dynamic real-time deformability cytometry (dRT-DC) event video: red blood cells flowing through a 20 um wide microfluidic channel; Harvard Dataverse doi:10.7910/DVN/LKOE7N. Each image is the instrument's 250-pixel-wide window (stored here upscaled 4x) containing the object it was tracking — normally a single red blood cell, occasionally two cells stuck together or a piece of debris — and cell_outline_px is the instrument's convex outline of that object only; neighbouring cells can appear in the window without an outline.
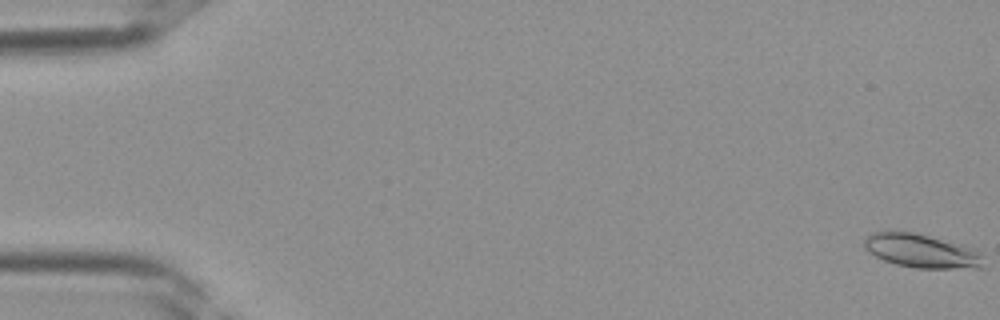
{"species": "Egyptian fruit bat (a non-hibernating species)", "species_latin": "Rousettus aegyptiacus", "temperature_condition": "room temperature", "stored_images_in_passage": 39, "camera_frame_rate_fps": 3000, "um_per_image_px": 0.085, "frame": {"image": 1, "passage_image": 1, "time_ms": 0.0, "image_size_px": [1000, 320], "cell_outline_px": [[984, 268], [916, 268], [896, 264], [884, 260], [868, 252], [864, 248], [864, 240], [872, 232], [888, 228], [912, 232], [964, 244], [976, 248], [984, 252]], "centroid_in_image_um": [78.37, 21.3], "position_along_channel_um": 6.6, "area_um2": 24.33}}
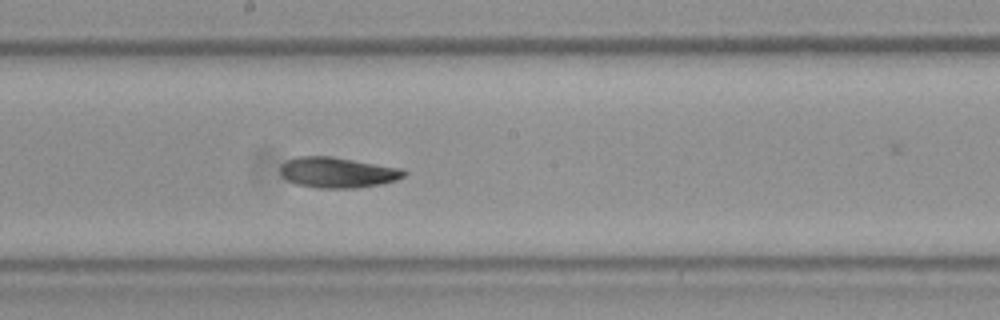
{"frame": {"image": 2, "passage_image": 22, "time_ms": 7.0, "image_size_px": [1000, 320], "cell_outline_px": [[408, 172], [404, 176], [396, 180], [380, 184], [356, 188], [316, 188], [296, 184], [288, 180], [280, 172], [280, 164], [288, 160], [300, 156], [332, 156], [404, 168]], "centroid_in_image_um": [28.73, 14.65], "position_along_channel_um": 219.5, "area_um2": 22.2}}
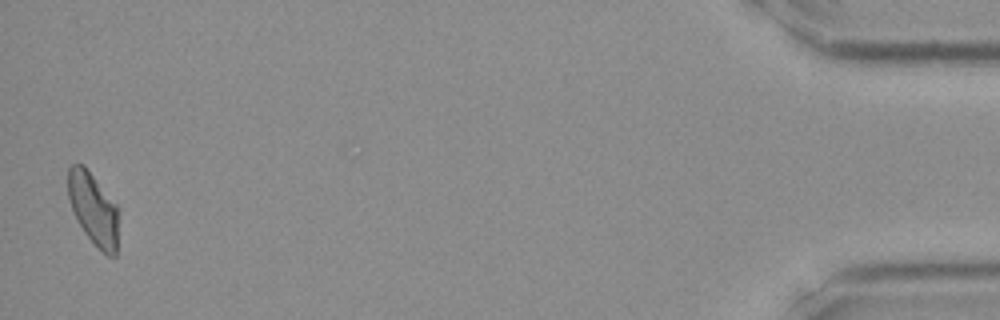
{"frame": {"image": 3, "passage_image": 39, "time_ms": 12.667, "image_size_px": [1000, 320], "cell_outline_px": [[116, 256], [108, 256], [84, 232], [72, 212], [68, 200], [68, 168], [72, 164], [84, 164], [116, 204]], "centroid_in_image_um": [7.88, 17.69], "position_along_channel_um": 427.3, "area_um2": 20.75}}